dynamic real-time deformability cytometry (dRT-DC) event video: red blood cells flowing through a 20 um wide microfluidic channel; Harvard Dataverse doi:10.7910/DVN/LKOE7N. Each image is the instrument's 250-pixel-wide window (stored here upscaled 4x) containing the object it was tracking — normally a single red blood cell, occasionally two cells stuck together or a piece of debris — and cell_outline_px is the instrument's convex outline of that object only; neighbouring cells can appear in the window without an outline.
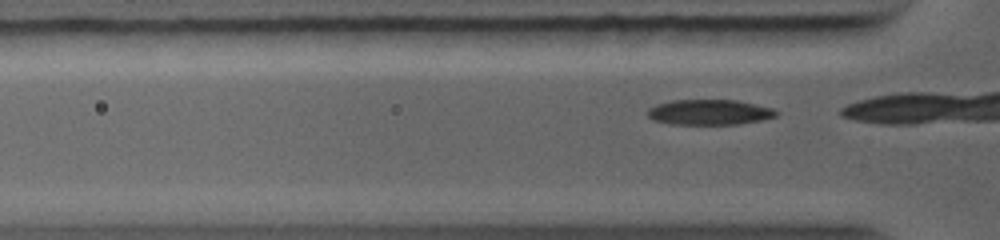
{"species": "common noctule bat (a hibernating species)", "species_latin": "Nyctalus noctula", "temperature_condition": "warm", "stored_images_in_passage": 6, "camera_frame_rate_fps": 5000, "um_per_image_px": 0.085, "animal": {"sex": "female", "body_mass_g": 19.0, "forearm_length_mm": 56.7}, "frame": {"image": 1, "passage_image": 2, "time_ms": 0.2, "image_size_px": [1000, 240], "cell_outline_px": [[780, 112], [776, 116], [764, 120], [740, 124], [672, 124], [652, 120], [648, 116], [648, 108], [656, 104], [672, 100], [736, 100], [756, 104], [772, 108]], "centroid_in_image_um": [60.32, 9.54], "position_along_channel_um": 65.5, "area_um2": 19.13}}